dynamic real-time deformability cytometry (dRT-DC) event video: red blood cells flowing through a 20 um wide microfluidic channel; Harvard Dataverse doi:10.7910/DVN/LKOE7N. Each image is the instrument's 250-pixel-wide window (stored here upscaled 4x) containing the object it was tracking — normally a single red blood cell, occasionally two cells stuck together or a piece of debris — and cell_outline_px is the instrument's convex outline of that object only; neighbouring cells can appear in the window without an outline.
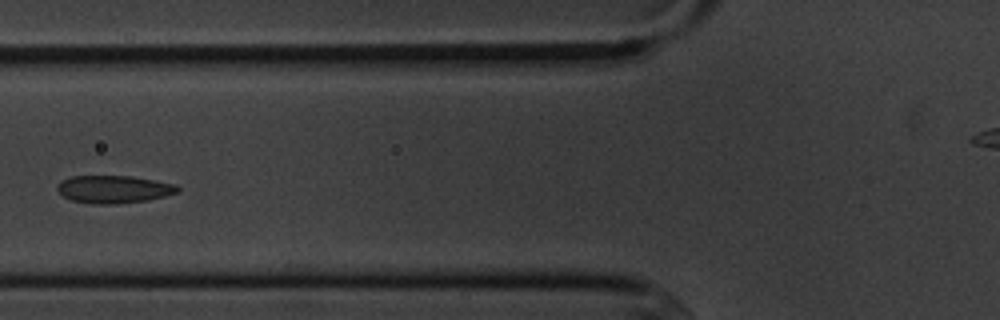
{"species": "common noctule bat (a hibernating species)", "species_latin": "Nyctalus noctula", "temperature_condition": "cold", "stored_images_in_passage": 5, "camera_frame_rate_fps": 3000, "um_per_image_px": 0.085, "animal": {"sex": "male", "body_mass_g": 20.1, "forearm_length_mm": 53.5}, "frame": {"image": 1, "passage_image": 3, "time_ms": 2.333, "image_size_px": [1000, 320], "cell_outline_px": [[180, 192], [148, 200], [116, 204], [92, 204], [72, 200], [64, 196], [56, 188], [56, 184], [60, 180], [72, 176], [132, 176], [156, 180], [176, 184], [180, 188]], "centroid_in_image_um": [9.68, 16.08], "position_along_channel_um": 116.1, "area_um2": 19.59}}
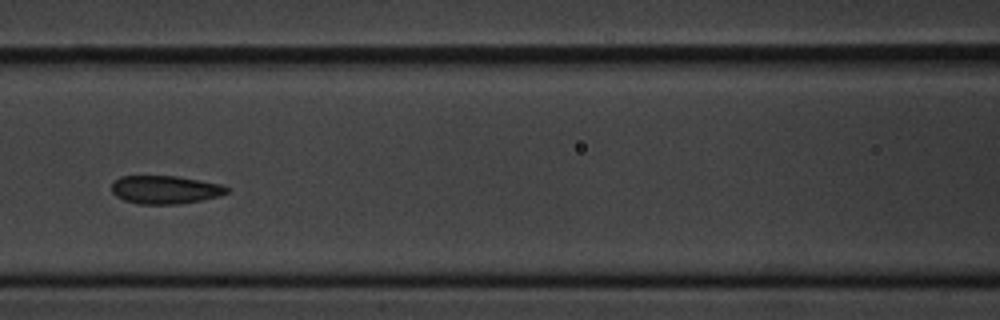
{"frame": {"image": 2, "passage_image": 4, "time_ms": 3.333, "image_size_px": [1000, 320], "cell_outline_px": [[228, 192], [220, 196], [180, 204], [140, 204], [124, 200], [116, 196], [112, 192], [112, 184], [120, 176], [176, 176], [200, 180], [220, 184], [228, 188]], "centroid_in_image_um": [14.03, 16.12], "position_along_channel_um": 152.6, "area_um2": 18.84}}
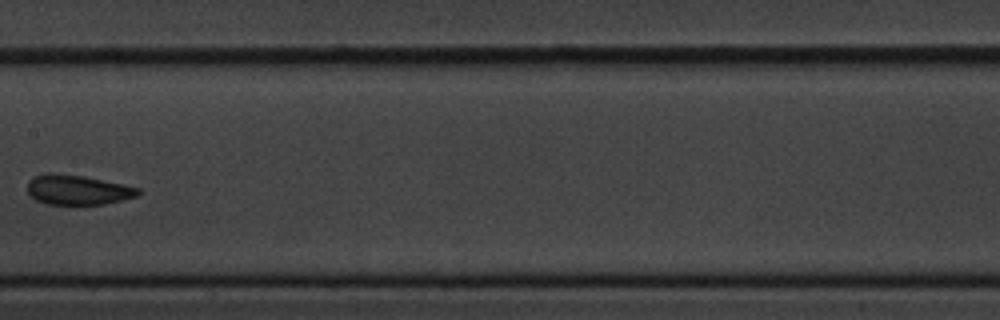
{"frame": {"image": 3, "passage_image": 5, "time_ms": 4.667, "image_size_px": [1000, 320], "cell_outline_px": [[140, 192], [136, 196], [104, 204], [44, 204], [36, 200], [28, 192], [28, 180], [36, 176], [48, 172], [52, 172], [84, 176], [124, 184], [140, 188]], "centroid_in_image_um": [6.58, 16.12], "position_along_channel_um": 200.8, "area_um2": 19.19}}